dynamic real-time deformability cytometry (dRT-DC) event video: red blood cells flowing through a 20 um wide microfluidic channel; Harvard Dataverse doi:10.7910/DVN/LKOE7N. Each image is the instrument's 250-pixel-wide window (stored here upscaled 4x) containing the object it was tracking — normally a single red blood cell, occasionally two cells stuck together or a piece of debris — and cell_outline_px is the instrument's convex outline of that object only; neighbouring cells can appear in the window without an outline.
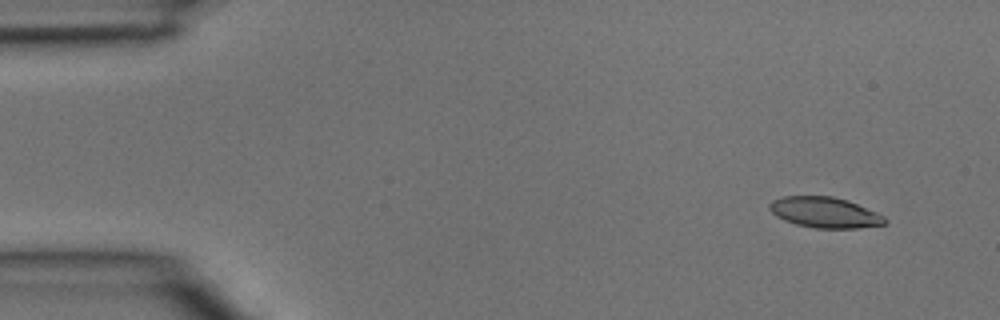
{"species": "common noctule bat (a hibernating species)", "species_latin": "Nyctalus noctula", "temperature_condition": "room temperature", "stored_images_in_passage": 3, "camera_frame_rate_fps": 3000, "um_per_image_px": 0.085, "animal": {"sex": "male", "body_mass_g": 15.6}, "frame": {"image": 1, "passage_image": 1, "time_ms": 0.0, "image_size_px": [1000, 320], "cell_outline_px": [[888, 224], [860, 228], [816, 228], [796, 224], [784, 220], [776, 216], [768, 208], [768, 204], [772, 200], [784, 196], [832, 196], [848, 200], [876, 212], [884, 216], [888, 220]], "centroid_in_image_um": [70.12, 18.06], "position_along_channel_um": 14.9, "area_um2": 20.75}}
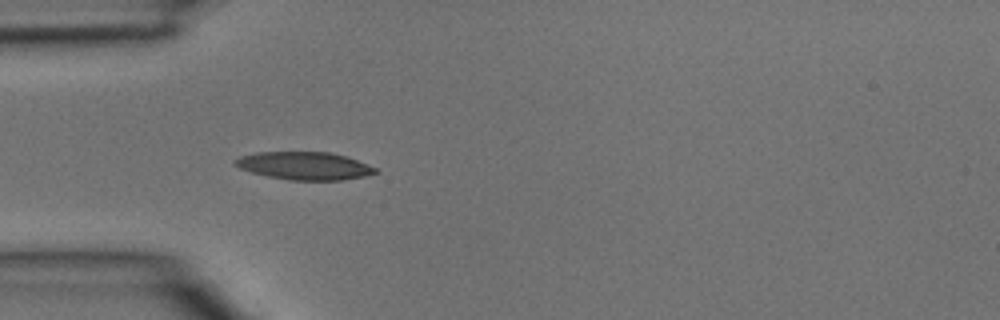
{"frame": {"image": 2, "passage_image": 3, "time_ms": 0.667, "image_size_px": [1000, 320], "cell_outline_px": [[380, 172], [364, 176], [344, 180], [288, 180], [268, 176], [252, 172], [240, 168], [232, 164], [232, 160], [240, 156], [256, 152], [328, 152], [344, 156], [356, 160], [376, 168]], "centroid_in_image_um": [25.84, 14.09], "position_along_channel_um": 59.2, "area_um2": 22.72}}